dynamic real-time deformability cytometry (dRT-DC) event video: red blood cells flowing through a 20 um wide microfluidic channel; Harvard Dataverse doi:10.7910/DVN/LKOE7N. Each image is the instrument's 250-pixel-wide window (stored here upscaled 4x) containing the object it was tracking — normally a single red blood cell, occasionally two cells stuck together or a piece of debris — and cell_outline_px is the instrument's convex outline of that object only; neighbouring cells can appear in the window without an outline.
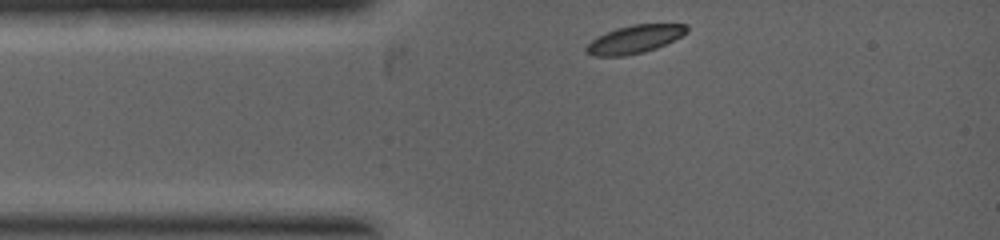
{"species": "common noctule bat (a hibernating species)", "species_latin": "Nyctalus noctula", "temperature_condition": "warm", "stored_images_in_passage": 14, "camera_frame_rate_fps": 5000, "um_per_image_px": 0.085, "animal": {"sex": "female", "body_mass_g": 19.0, "forearm_length_mm": 53.3}, "frame": {"image": 1, "passage_image": 1, "time_ms": 0.0, "image_size_px": [1000, 240], "cell_outline_px": [[688, 32], [656, 48], [644, 52], [624, 56], [596, 56], [584, 52], [584, 48], [592, 40], [616, 28], [632, 24], [688, 24]], "centroid_in_image_um": [53.93, 3.34], "position_along_channel_um": 31.1, "area_um2": 16.24}}
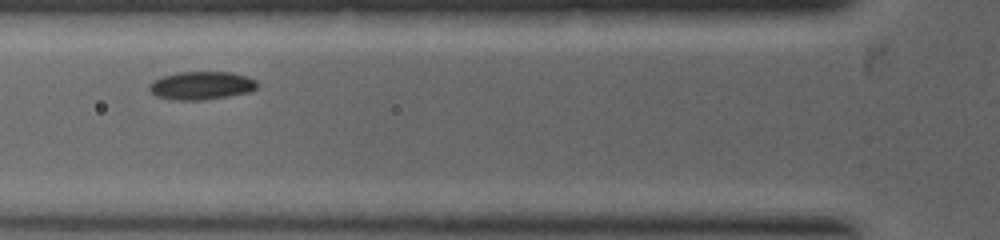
{"frame": {"image": 2, "passage_image": 8, "time_ms": 1.4, "image_size_px": [1000, 240], "cell_outline_px": [[256, 88], [252, 92], [204, 100], [172, 100], [156, 96], [148, 88], [148, 84], [152, 80], [176, 72], [232, 72], [248, 76], [256, 80]], "centroid_in_image_um": [17.11, 7.27], "position_along_channel_um": 108.7, "area_um2": 17.92}}
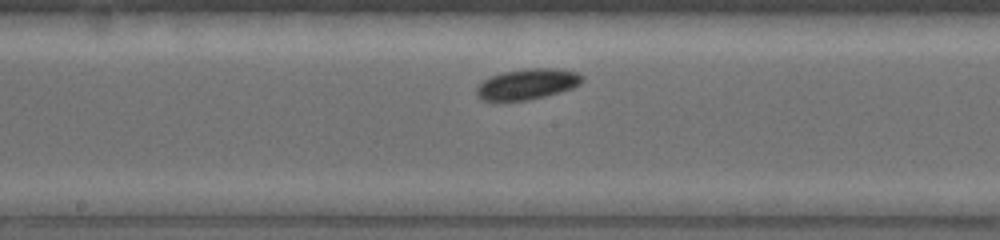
{"frame": {"image": 3, "passage_image": 14, "time_ms": 2.8, "image_size_px": [1000, 240], "cell_outline_px": [[584, 80], [580, 84], [572, 88], [560, 92], [528, 100], [480, 100], [476, 96], [476, 88], [484, 80], [492, 76], [504, 72], [532, 68], [552, 68], [576, 72], [584, 76]], "centroid_in_image_um": [44.84, 7.15], "position_along_channel_um": 203.4, "area_um2": 18.67}}